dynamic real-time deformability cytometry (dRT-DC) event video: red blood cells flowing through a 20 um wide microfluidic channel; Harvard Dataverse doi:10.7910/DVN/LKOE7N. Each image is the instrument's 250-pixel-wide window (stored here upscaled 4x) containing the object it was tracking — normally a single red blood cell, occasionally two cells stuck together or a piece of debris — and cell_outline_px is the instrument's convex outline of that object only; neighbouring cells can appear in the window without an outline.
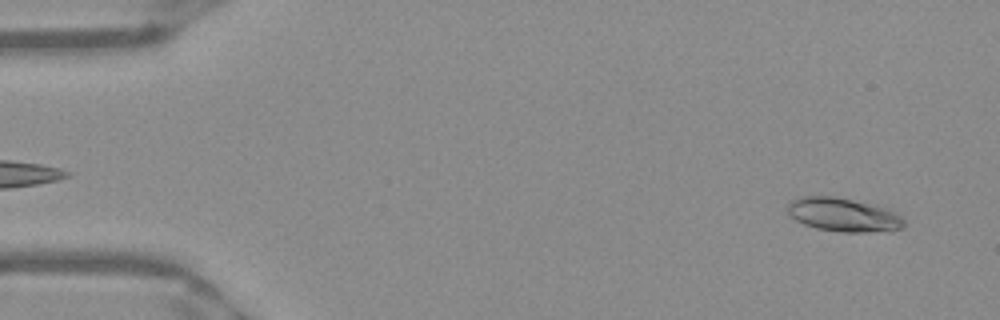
{"species": "Egyptian fruit bat (a non-hibernating species)", "species_latin": "Rousettus aegyptiacus", "temperature_condition": "warm", "stored_images_in_passage": 51, "camera_frame_rate_fps": 3000, "um_per_image_px": 0.085, "frame": {"image": 1, "passage_image": 3, "time_ms": 0.667, "image_size_px": [1000, 320], "cell_outline_px": [[904, 224], [900, 228], [892, 232], [840, 232], [816, 228], [804, 224], [796, 220], [788, 212], [788, 204], [792, 200], [800, 196], [832, 196], [852, 200], [884, 208], [900, 216], [904, 220]], "centroid_in_image_um": [71.67, 18.28], "position_along_channel_um": 13.3, "area_um2": 22.6}}
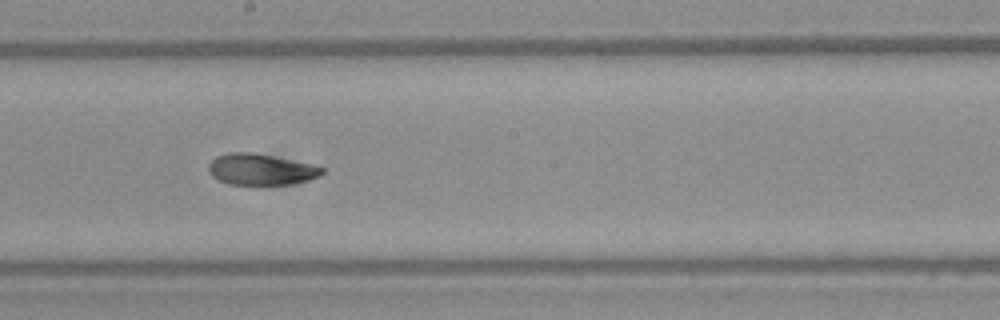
{"frame": {"image": 2, "passage_image": 28, "time_ms": 9.0, "image_size_px": [1000, 320], "cell_outline_px": [[324, 172], [320, 176], [308, 180], [292, 184], [228, 184], [212, 176], [208, 168], [208, 164], [216, 156], [228, 152], [252, 152], [272, 156], [308, 164], [324, 168]], "centroid_in_image_um": [22.14, 14.4], "position_along_channel_um": 226.1, "area_um2": 20.35}}
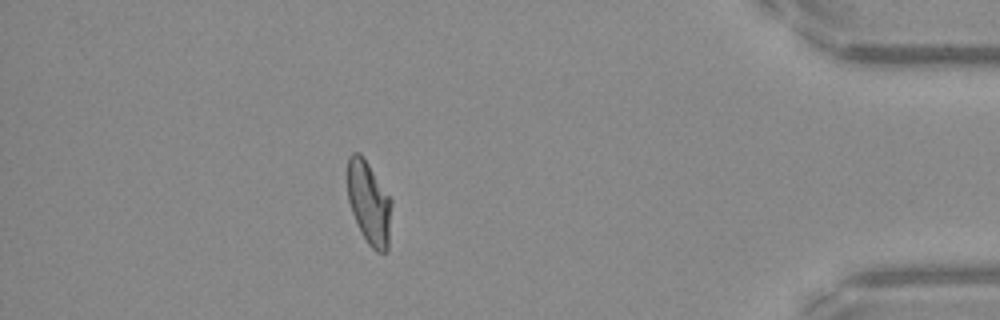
{"frame": {"image": 3, "passage_image": 45, "time_ms": 14.667, "image_size_px": [1000, 320], "cell_outline_px": [[392, 204], [388, 248], [384, 252], [376, 252], [368, 244], [352, 212], [348, 200], [348, 156], [352, 152], [360, 152], [392, 200]], "centroid_in_image_um": [31.37, 17.23], "position_along_channel_um": 403.8, "area_um2": 21.04}, "authors_computed_cell_mechanics": {"area_um2": 21.3282, "velocity_mm_per_s": 3.9529, "shape_relaxation_time_tau1_ms": 5.4097, "shape_relaxation_time_tau2_ms": 1.5422, "deformation_change_tau1": 0.1925, "deformation_change_tau2": 0.0666}}